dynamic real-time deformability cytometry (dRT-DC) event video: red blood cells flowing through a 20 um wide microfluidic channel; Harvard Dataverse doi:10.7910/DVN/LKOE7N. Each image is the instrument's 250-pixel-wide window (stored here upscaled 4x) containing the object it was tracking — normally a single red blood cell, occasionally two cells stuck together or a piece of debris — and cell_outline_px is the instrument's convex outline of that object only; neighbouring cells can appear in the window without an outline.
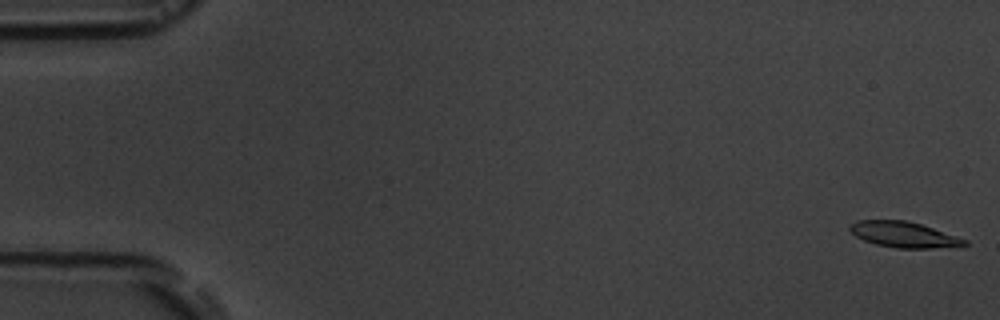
{"species": "common noctule bat (a hibernating species)", "species_latin": "Nyctalus noctula", "temperature_condition": "room temperature", "stored_images_in_passage": 6, "camera_frame_rate_fps": 3000, "um_per_image_px": 0.085, "animal": {"sex": "male", "body_mass_g": 19.5, "forearm_length_mm": 54.6}, "frame": {"image": 1, "passage_image": 1, "time_ms": 0.0, "image_size_px": [1000, 320], "cell_outline_px": [[968, 244], [964, 248], [896, 248], [876, 244], [864, 240], [856, 236], [848, 228], [848, 224], [856, 220], [904, 220], [920, 224], [968, 240]], "centroid_in_image_um": [76.87, 19.96], "position_along_channel_um": 8.1, "area_um2": 17.4}}
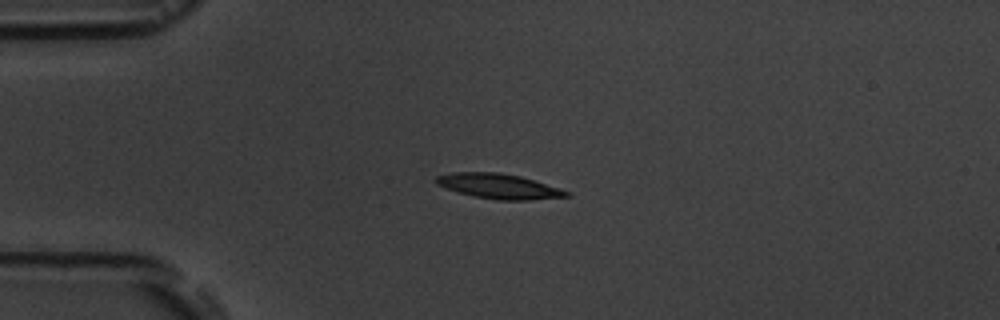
{"frame": {"image": 2, "passage_image": 5, "time_ms": 4.333, "image_size_px": [1000, 320], "cell_outline_px": [[572, 196], [528, 200], [496, 200], [472, 196], [456, 192], [436, 184], [436, 176], [448, 172], [500, 172], [520, 176], [560, 188], [572, 192]], "centroid_in_image_um": [42.4, 15.83], "position_along_channel_um": 42.6, "area_um2": 19.19}}